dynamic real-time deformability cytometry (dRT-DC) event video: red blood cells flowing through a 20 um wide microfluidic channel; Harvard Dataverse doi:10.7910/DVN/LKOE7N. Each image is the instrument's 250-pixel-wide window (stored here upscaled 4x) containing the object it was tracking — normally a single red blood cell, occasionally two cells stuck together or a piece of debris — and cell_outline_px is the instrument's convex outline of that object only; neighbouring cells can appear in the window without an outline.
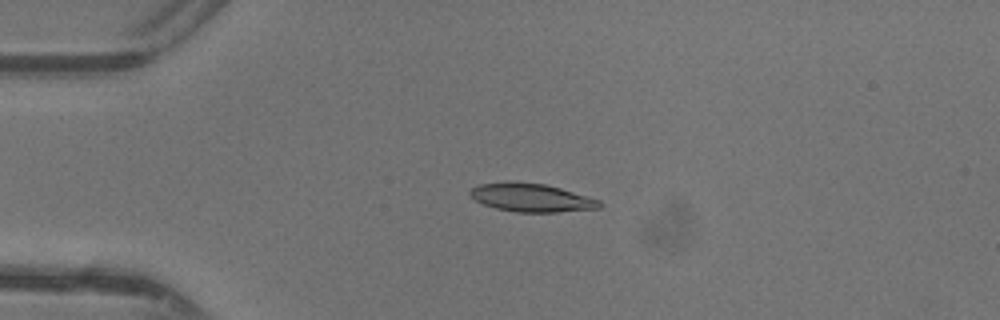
{"species": "common noctule bat (a hibernating species)", "species_latin": "Nyctalus noctula", "temperature_condition": "warm", "stored_images_in_passage": 47, "camera_frame_rate_fps": 3000, "um_per_image_px": 0.085, "animal": {"sex": "female"}, "frame": {"image": 1, "passage_image": 11, "time_ms": 3.333, "image_size_px": [1000, 320], "cell_outline_px": [[604, 204], [600, 208], [560, 212], [516, 212], [496, 208], [484, 204], [476, 200], [468, 192], [472, 188], [480, 184], [504, 180], [512, 180], [544, 184], [560, 188], [588, 196], [600, 200]], "centroid_in_image_um": [45.18, 16.78], "position_along_channel_um": 39.8, "area_um2": 21.62}}
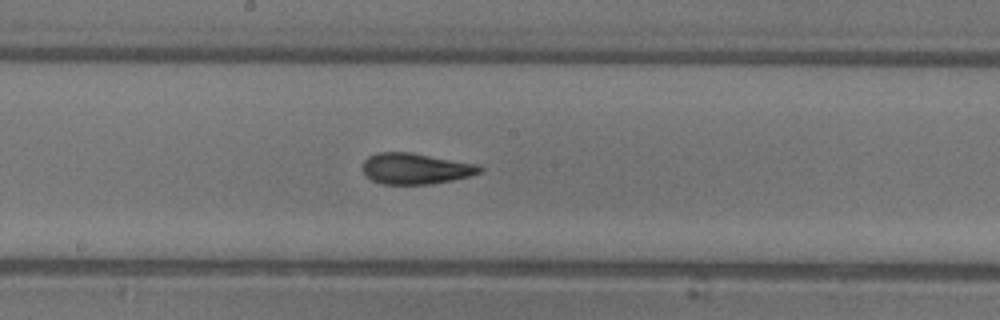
{"frame": {"image": 2, "passage_image": 25, "time_ms": 8.0, "image_size_px": [1000, 320], "cell_outline_px": [[484, 168], [480, 172], [468, 176], [452, 180], [432, 184], [384, 184], [372, 180], [360, 168], [360, 164], [368, 156], [376, 152], [412, 152], [480, 164]], "centroid_in_image_um": [35.31, 14.31], "position_along_channel_um": 212.9, "area_um2": 21.44}}
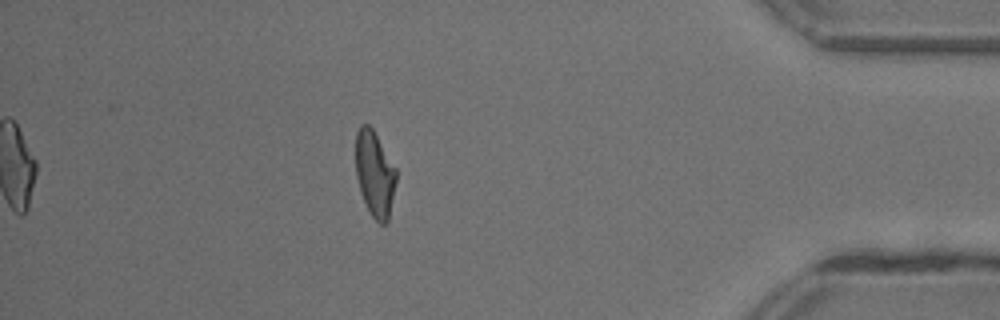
{"frame": {"image": 3, "passage_image": 41, "time_ms": 13.333, "image_size_px": [1000, 320], "cell_outline_px": [[396, 180], [388, 220], [384, 224], [380, 224], [372, 216], [364, 200], [356, 176], [356, 132], [360, 124], [368, 124], [372, 128], [396, 168]], "centroid_in_image_um": [31.85, 14.74], "position_along_channel_um": 403.4, "area_um2": 19.88}, "authors_computed_cell_mechanics": {"area_um2": 21.0392, "velocity_mm_per_s": 4.4014, "shape_relaxation_time_tau1_ms": null, "shape_relaxation_time_tau2_ms": 1.7146, "deformation_change_tau1": null, "deformation_change_tau2": 0.0855}}